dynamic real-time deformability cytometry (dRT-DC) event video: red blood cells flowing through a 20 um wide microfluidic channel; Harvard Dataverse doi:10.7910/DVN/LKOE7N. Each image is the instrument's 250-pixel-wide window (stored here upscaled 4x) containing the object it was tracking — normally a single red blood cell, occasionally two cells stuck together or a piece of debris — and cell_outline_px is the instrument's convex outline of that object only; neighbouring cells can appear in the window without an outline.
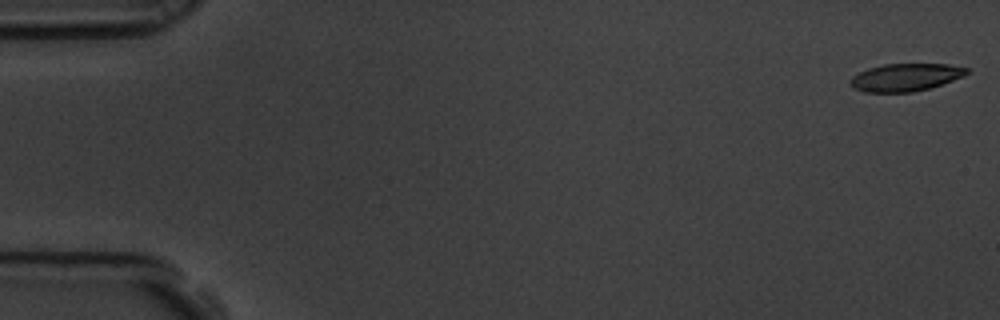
{"species": "common noctule bat (a hibernating species)", "species_latin": "Nyctalus noctula", "temperature_condition": "room temperature", "stored_images_in_passage": 4, "camera_frame_rate_fps": 3000, "um_per_image_px": 0.085, "animal": {"sex": "male", "body_mass_g": 19.5, "forearm_length_mm": 54.6}, "frame": {"image": 1, "passage_image": 1, "time_ms": 0.0, "image_size_px": [1000, 320], "cell_outline_px": [[972, 72], [964, 76], [928, 88], [912, 92], [864, 92], [852, 88], [848, 84], [848, 80], [852, 76], [868, 68], [884, 64], [948, 64], [968, 68]], "centroid_in_image_um": [76.94, 6.57], "position_along_channel_um": 8.1, "area_um2": 18.84}}